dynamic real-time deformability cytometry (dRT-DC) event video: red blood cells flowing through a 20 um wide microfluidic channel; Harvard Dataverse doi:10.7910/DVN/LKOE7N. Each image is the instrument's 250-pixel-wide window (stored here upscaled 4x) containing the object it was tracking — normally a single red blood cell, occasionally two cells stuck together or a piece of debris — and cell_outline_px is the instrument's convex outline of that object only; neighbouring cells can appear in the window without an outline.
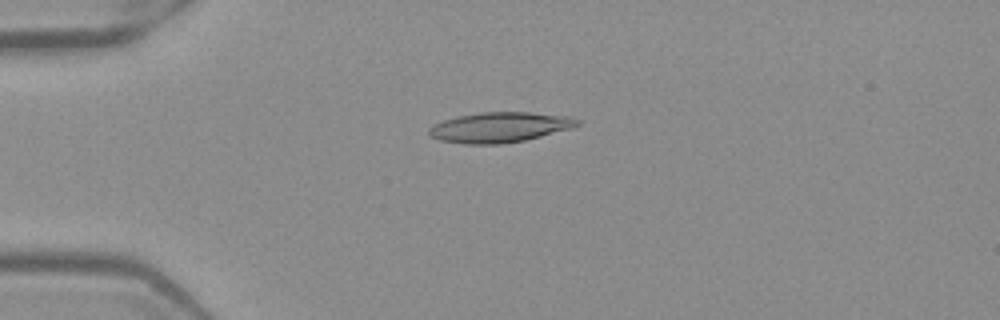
{"species": "Egyptian fruit bat (a non-hibernating species)", "species_latin": "Rousettus aegyptiacus", "temperature_condition": "warm", "stored_images_in_passage": 51, "camera_frame_rate_fps": 3000, "um_per_image_px": 0.085, "frame": {"image": 1, "passage_image": 13, "time_ms": 4.0, "image_size_px": [1000, 320], "cell_outline_px": [[580, 124], [572, 128], [524, 140], [500, 144], [464, 144], [440, 140], [428, 136], [428, 128], [432, 124], [456, 116], [484, 112], [528, 112], [572, 116], [580, 120]], "centroid_in_image_um": [42.45, 10.81], "position_along_channel_um": 42.5, "area_um2": 26.24}}
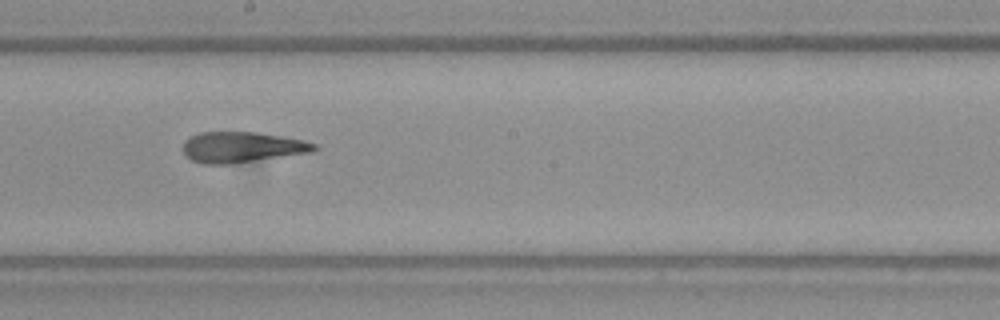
{"frame": {"image": 2, "passage_image": 29, "time_ms": 9.333, "image_size_px": [1000, 320], "cell_outline_px": [[320, 148], [312, 152], [232, 164], [204, 164], [192, 160], [184, 152], [184, 140], [200, 132], [256, 132], [304, 140], [316, 144]], "centroid_in_image_um": [20.6, 12.51], "position_along_channel_um": 227.6, "area_um2": 23.41}}
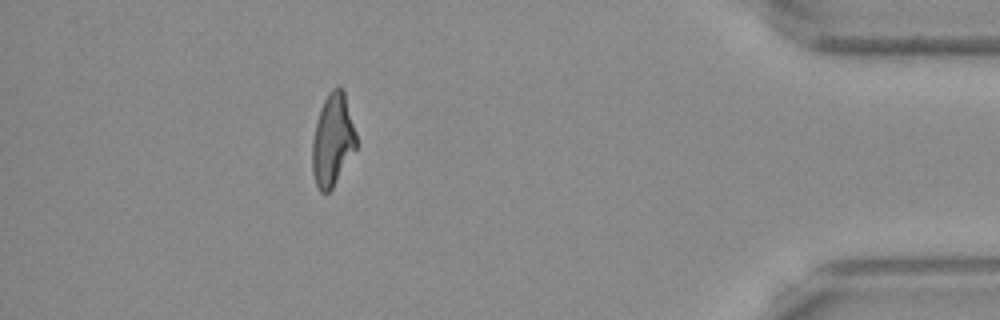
{"frame": {"image": 3, "passage_image": 46, "time_ms": 15.0, "image_size_px": [1000, 320], "cell_outline_px": [[356, 148], [332, 188], [328, 192], [320, 192], [316, 184], [312, 172], [312, 140], [320, 108], [328, 92], [332, 88], [344, 88], [356, 132]], "centroid_in_image_um": [28.27, 11.87], "position_along_channel_um": 406.9, "area_um2": 23.58}, "authors_computed_cell_mechanics": {"area_um2": 24.5072, "velocity_mm_per_s": 3.9906, "shape_relaxation_time_tau1_ms": null, "shape_relaxation_time_tau2_ms": 2.9904, "deformation_change_tau1": null, "deformation_change_tau2": 0.1276}}